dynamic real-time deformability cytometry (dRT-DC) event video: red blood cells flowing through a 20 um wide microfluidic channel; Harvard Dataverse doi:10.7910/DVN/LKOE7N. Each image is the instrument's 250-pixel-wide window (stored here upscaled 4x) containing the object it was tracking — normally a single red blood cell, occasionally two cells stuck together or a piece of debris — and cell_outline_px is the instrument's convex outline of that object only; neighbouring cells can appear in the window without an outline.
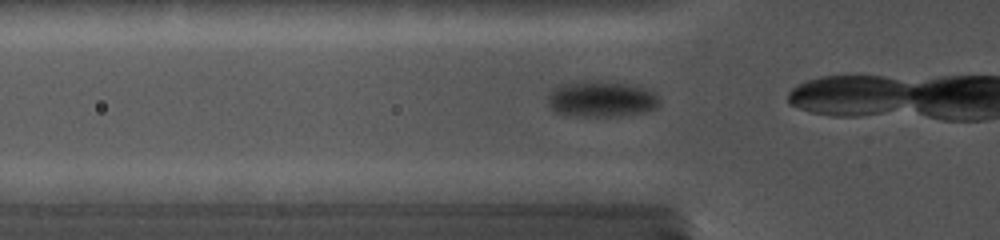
{"species": "common noctule bat (a hibernating species)", "species_latin": "Nyctalus noctula", "temperature_condition": "cold", "stored_images_in_passage": 4, "camera_frame_rate_fps": 5000, "um_per_image_px": 0.085, "animal": {"sex": "female", "body_mass_g": 19.0, "forearm_length_mm": 56.7}, "frame": {"image": 1, "passage_image": 2, "time_ms": 0.4, "image_size_px": [1000, 240], "cell_outline_px": [[660, 104], [656, 108], [644, 112], [620, 116], [576, 116], [556, 112], [548, 104], [548, 96], [552, 88], [560, 84], [584, 80], [608, 80], [636, 84], [652, 92], [660, 100]], "centroid_in_image_um": [51.12, 8.38], "position_along_channel_um": 74.7, "area_um2": 23.93}}